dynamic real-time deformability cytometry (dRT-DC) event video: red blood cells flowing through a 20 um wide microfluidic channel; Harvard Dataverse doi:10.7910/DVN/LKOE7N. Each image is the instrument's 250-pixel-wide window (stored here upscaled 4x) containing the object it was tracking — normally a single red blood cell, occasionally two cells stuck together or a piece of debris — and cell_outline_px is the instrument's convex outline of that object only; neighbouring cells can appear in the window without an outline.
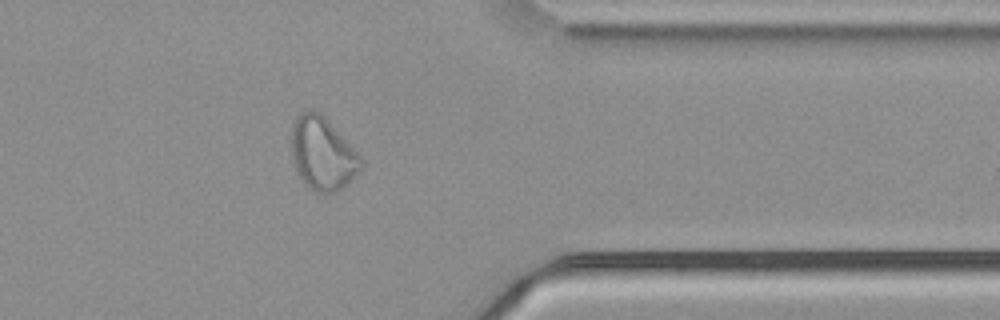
{"species": "common noctule bat (a hibernating species)", "species_latin": "Nyctalus noctula", "temperature_condition": "cold", "stored_images_in_passage": 42, "camera_frame_rate_fps": 3000, "um_per_image_px": 0.085, "animal": {"sex": "male", "body_mass_g": 21.5, "forearm_length_mm": 52.0}, "frame": {"image": 1, "passage_image": 36, "time_ms": 11.667, "image_size_px": [1000, 320], "cell_outline_px": [[364, 164], [344, 188], [336, 192], [316, 192], [296, 172], [292, 160], [292, 128], [296, 120], [304, 108], [312, 108], [320, 112], [324, 116], [364, 160]], "centroid_in_image_um": [27.42, 13.04], "position_along_channel_um": 384.0, "area_um2": 29.3}, "authors_computed_cell_mechanics": {"area_um2": 29.2179, "velocity_mm_per_s": 3.739, "shape_relaxation_time_tau1_ms": null, "shape_relaxation_time_tau2_ms": 2.2223, "deformation_change_tau1": null, "deformation_change_tau2": 0.0999}}